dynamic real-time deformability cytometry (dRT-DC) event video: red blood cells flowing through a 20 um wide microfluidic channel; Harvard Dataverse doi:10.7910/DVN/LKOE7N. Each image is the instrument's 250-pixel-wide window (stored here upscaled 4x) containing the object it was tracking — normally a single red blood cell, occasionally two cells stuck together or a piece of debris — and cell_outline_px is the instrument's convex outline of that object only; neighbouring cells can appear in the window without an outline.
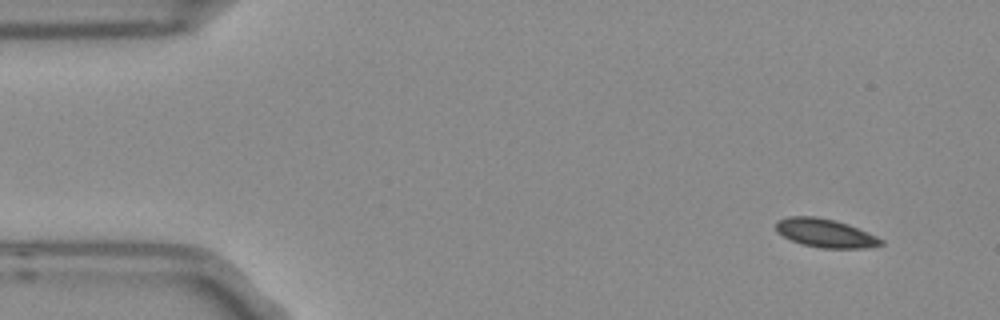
{"species": "Egyptian fruit bat (a non-hibernating species)", "species_latin": "Rousettus aegyptiacus", "temperature_condition": "room temperature", "stored_images_in_passage": 4, "camera_frame_rate_fps": 3000, "um_per_image_px": 0.085, "frame": {"image": 1, "passage_image": 1, "time_ms": 0.0, "image_size_px": [1000, 320], "cell_outline_px": [[884, 244], [864, 248], [820, 248], [800, 244], [776, 232], [776, 220], [788, 216], [816, 216], [836, 220], [848, 224], [876, 236], [884, 240]], "centroid_in_image_um": [70.13, 19.81], "position_along_channel_um": 14.9, "area_um2": 17.57}}
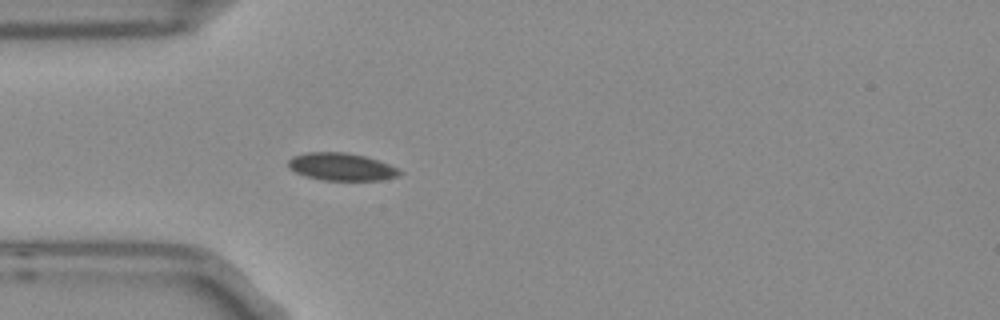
{"frame": {"image": 2, "passage_image": 4, "time_ms": 1.0, "image_size_px": [1000, 320], "cell_outline_px": [[404, 172], [396, 176], [380, 180], [324, 180], [304, 176], [296, 172], [288, 164], [288, 160], [292, 156], [308, 152], [348, 152], [364, 156], [388, 164]], "centroid_in_image_um": [29.0, 14.17], "position_along_channel_um": 56.0, "area_um2": 17.69}}